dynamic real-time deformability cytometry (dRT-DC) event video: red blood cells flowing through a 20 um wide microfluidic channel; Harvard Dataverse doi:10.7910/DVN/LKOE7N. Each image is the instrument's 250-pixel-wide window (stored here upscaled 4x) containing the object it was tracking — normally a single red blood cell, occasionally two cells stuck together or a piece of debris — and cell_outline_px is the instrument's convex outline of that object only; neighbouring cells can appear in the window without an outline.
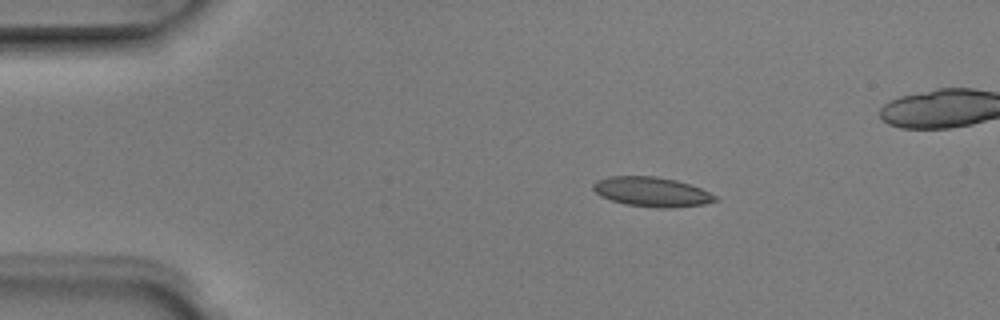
{"species": "Egyptian fruit bat (a non-hibernating species)", "species_latin": "Rousettus aegyptiacus", "temperature_condition": "room temperature", "stored_images_in_passage": 5, "camera_frame_rate_fps": 3000, "um_per_image_px": 0.085, "animal": {"sex": "male"}, "frame": {"image": 1, "passage_image": 3, "time_ms": 0.667, "image_size_px": [1000, 320], "cell_outline_px": [[720, 200], [704, 204], [672, 208], [656, 208], [624, 204], [600, 196], [592, 188], [592, 184], [596, 180], [608, 176], [656, 176], [676, 180], [700, 188], [716, 196]], "centroid_in_image_um": [55.38, 16.31], "position_along_channel_um": 29.6, "area_um2": 21.15}}